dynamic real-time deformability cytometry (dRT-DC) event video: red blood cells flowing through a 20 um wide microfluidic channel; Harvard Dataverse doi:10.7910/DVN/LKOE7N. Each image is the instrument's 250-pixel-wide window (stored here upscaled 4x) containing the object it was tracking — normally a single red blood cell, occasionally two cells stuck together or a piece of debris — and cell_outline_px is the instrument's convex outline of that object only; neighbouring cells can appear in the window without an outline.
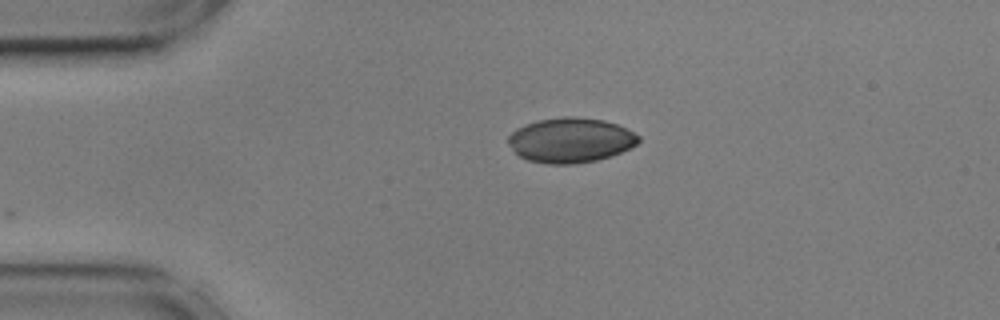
{"species": "common noctule bat (a hibernating species)", "species_latin": "Nyctalus noctula", "temperature_condition": "cold", "stored_images_in_passage": 5, "camera_frame_rate_fps": 3000, "um_per_image_px": 0.085, "animal": {"sex": "male", "body_mass_g": 17.9, "forearm_length_mm": 54.2}, "frame": {"image": 1, "passage_image": 1, "time_ms": 0.0, "image_size_px": [1000, 320], "cell_outline_px": [[640, 140], [632, 148], [612, 156], [596, 160], [572, 164], [548, 164], [528, 160], [520, 156], [508, 144], [508, 136], [516, 128], [524, 124], [536, 120], [564, 116], [572, 116], [604, 120], [616, 124], [640, 136]], "centroid_in_image_um": [48.49, 11.91], "position_along_channel_um": 36.5, "area_um2": 34.16}}